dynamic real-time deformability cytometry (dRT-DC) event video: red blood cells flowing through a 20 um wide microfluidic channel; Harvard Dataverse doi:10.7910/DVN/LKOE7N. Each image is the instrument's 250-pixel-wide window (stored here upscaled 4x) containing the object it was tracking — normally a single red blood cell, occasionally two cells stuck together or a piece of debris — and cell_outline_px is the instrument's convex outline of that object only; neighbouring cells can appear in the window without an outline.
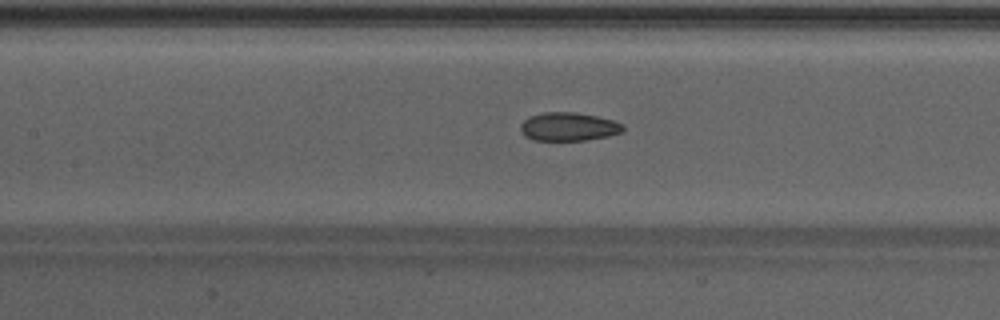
{"species": "Egyptian fruit bat (a non-hibernating species)", "species_latin": "Rousettus aegyptiacus", "temperature_condition": "warm", "stored_images_in_passage": 38, "camera_frame_rate_fps": 3000, "um_per_image_px": 0.085, "animal": {"sex": "male"}, "frame": {"image": 1, "passage_image": 12, "time_ms": 3.667, "image_size_px": [1000, 320], "cell_outline_px": [[624, 128], [620, 132], [608, 136], [584, 140], [532, 140], [524, 136], [520, 128], [520, 124], [528, 116], [544, 112], [576, 112], [596, 116], [612, 120], [624, 124]], "centroid_in_image_um": [48.29, 10.76], "position_along_channel_um": 159.1, "area_um2": 16.99}}
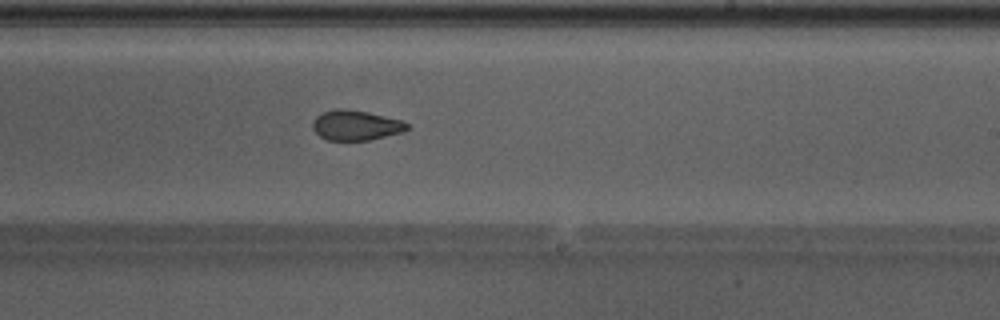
{"frame": {"image": 2, "passage_image": 19, "time_ms": 6.0, "image_size_px": [1000, 320], "cell_outline_px": [[408, 128], [404, 132], [368, 140], [328, 140], [320, 136], [312, 128], [312, 120], [316, 116], [324, 112], [336, 108], [344, 108], [368, 112], [400, 120], [408, 124]], "centroid_in_image_um": [30.22, 10.64], "position_along_channel_um": 258.8, "area_um2": 16.47}}
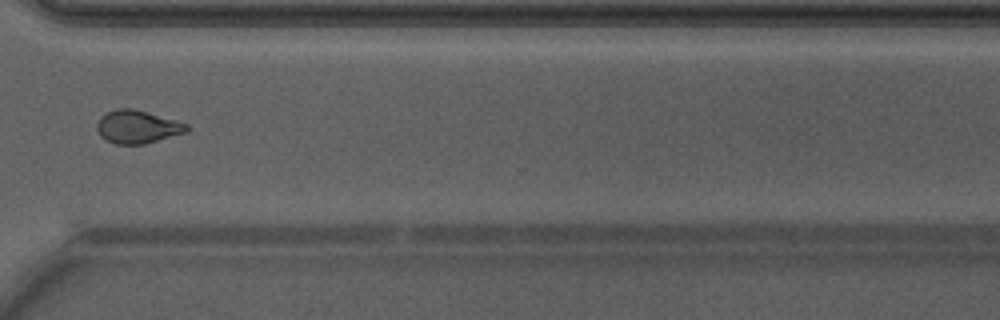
{"frame": {"image": 3, "passage_image": 26, "time_ms": 8.333, "image_size_px": [1000, 320], "cell_outline_px": [[188, 132], [144, 144], [116, 144], [100, 136], [96, 128], [96, 124], [100, 116], [116, 108], [132, 108], [148, 112], [176, 120], [188, 124]], "centroid_in_image_um": [11.68, 10.77], "position_along_channel_um": 358.9, "area_um2": 17.34}, "authors_computed_cell_mechanics": {"area_um2": 17.2822, "velocity_mm_per_s": 4.2853, "shape_relaxation_time_tau1_ms": null, "shape_relaxation_time_tau2_ms": 1.0801, "deformation_change_tau1": null, "deformation_change_tau2": 0.0614}}